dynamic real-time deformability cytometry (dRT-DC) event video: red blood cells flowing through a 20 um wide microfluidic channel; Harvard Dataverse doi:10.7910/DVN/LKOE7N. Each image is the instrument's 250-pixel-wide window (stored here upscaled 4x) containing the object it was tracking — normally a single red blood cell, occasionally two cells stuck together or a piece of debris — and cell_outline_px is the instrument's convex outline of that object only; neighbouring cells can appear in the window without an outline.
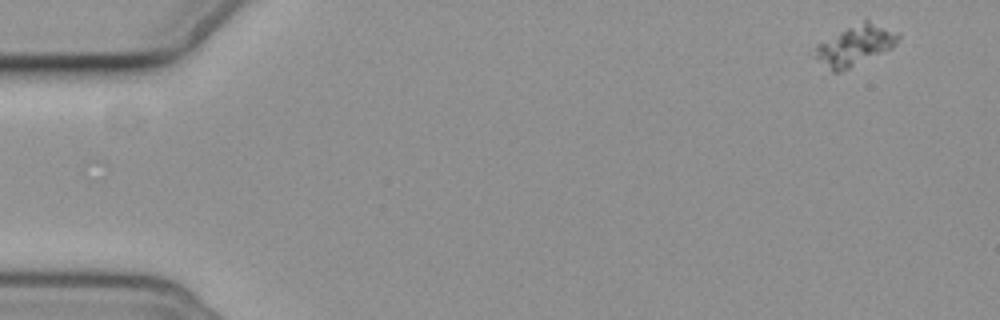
{"species": "common noctule bat (a hibernating species)", "species_latin": "Nyctalus noctula", "temperature_condition": "cold", "stored_images_in_passage": 12, "camera_frame_rate_fps": 3000, "um_per_image_px": 0.085, "animal": {"sex": "female", "body_mass_g": 19.3, "forearm_length_mm": 54.1}, "frame": {"image": 1, "passage_image": 1, "time_ms": 0.0, "image_size_px": [1000, 320], "cell_outline_px": [[900, 36], [896, 44], [892, 48], [840, 72], [832, 72], [812, 56], [816, 44], [864, 20], [868, 20], [900, 32]], "centroid_in_image_um": [72.68, 3.87], "position_along_channel_um": 12.3, "area_um2": 19.31}}
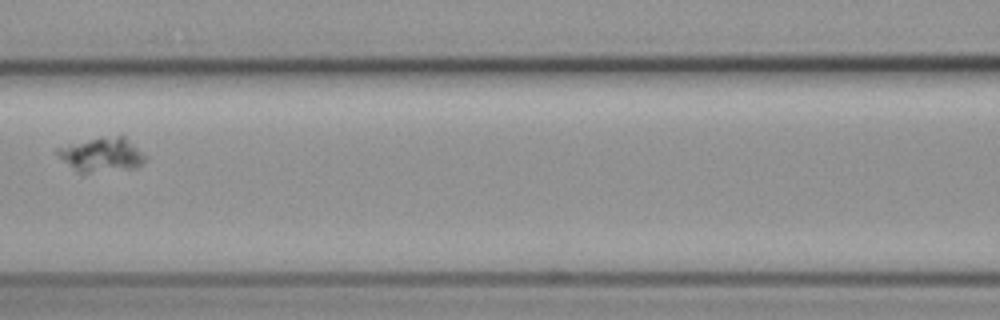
{"frame": {"image": 2, "passage_image": 6, "time_ms": 7.667, "image_size_px": [1000, 320], "cell_outline_px": [[148, 156], [136, 168], [88, 172], [80, 172], [64, 160], [56, 152], [56, 148], [68, 144], [100, 136], [124, 136]], "centroid_in_image_um": [8.69, 13.11], "position_along_channel_um": 157.9, "area_um2": 17.22}}
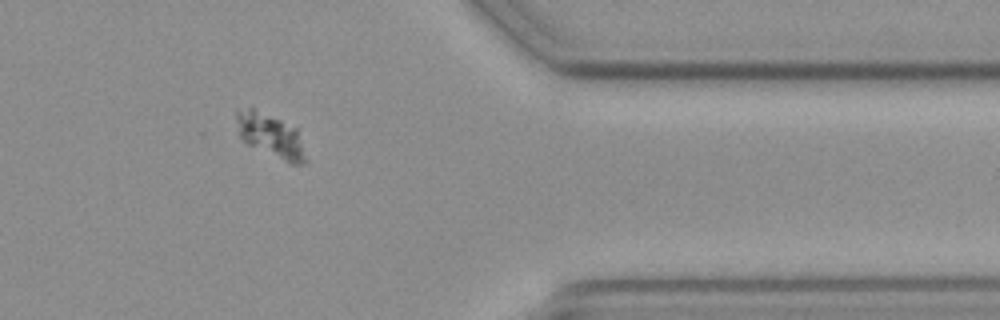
{"frame": {"image": 3, "passage_image": 12, "time_ms": 14.667, "image_size_px": [1000, 320], "cell_outline_px": [[308, 160], [304, 164], [288, 164], [248, 144], [240, 136], [236, 120], [236, 108], [252, 108], [280, 120], [296, 128]], "centroid_in_image_um": [23.01, 11.55], "position_along_channel_um": 388.4, "area_um2": 17.57}}